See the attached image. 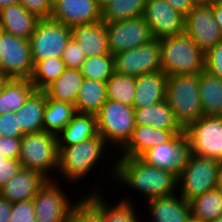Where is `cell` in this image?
<instances>
[{
    "mask_svg": "<svg viewBox=\"0 0 222 222\" xmlns=\"http://www.w3.org/2000/svg\"><path fill=\"white\" fill-rule=\"evenodd\" d=\"M12 212V203L0 196V222H9Z\"/></svg>",
    "mask_w": 222,
    "mask_h": 222,
    "instance_id": "47",
    "label": "cell"
},
{
    "mask_svg": "<svg viewBox=\"0 0 222 222\" xmlns=\"http://www.w3.org/2000/svg\"><path fill=\"white\" fill-rule=\"evenodd\" d=\"M19 0H0V9L11 4L18 3Z\"/></svg>",
    "mask_w": 222,
    "mask_h": 222,
    "instance_id": "51",
    "label": "cell"
},
{
    "mask_svg": "<svg viewBox=\"0 0 222 222\" xmlns=\"http://www.w3.org/2000/svg\"><path fill=\"white\" fill-rule=\"evenodd\" d=\"M205 70L222 79V40L205 53Z\"/></svg>",
    "mask_w": 222,
    "mask_h": 222,
    "instance_id": "40",
    "label": "cell"
},
{
    "mask_svg": "<svg viewBox=\"0 0 222 222\" xmlns=\"http://www.w3.org/2000/svg\"><path fill=\"white\" fill-rule=\"evenodd\" d=\"M35 90L30 79L9 78L0 92V114L17 112Z\"/></svg>",
    "mask_w": 222,
    "mask_h": 222,
    "instance_id": "29",
    "label": "cell"
},
{
    "mask_svg": "<svg viewBox=\"0 0 222 222\" xmlns=\"http://www.w3.org/2000/svg\"><path fill=\"white\" fill-rule=\"evenodd\" d=\"M47 94L42 90H35L24 105L15 112L23 134L43 131L44 111Z\"/></svg>",
    "mask_w": 222,
    "mask_h": 222,
    "instance_id": "24",
    "label": "cell"
},
{
    "mask_svg": "<svg viewBox=\"0 0 222 222\" xmlns=\"http://www.w3.org/2000/svg\"><path fill=\"white\" fill-rule=\"evenodd\" d=\"M97 134L96 115L76 113L69 124L57 136L58 146H70Z\"/></svg>",
    "mask_w": 222,
    "mask_h": 222,
    "instance_id": "26",
    "label": "cell"
},
{
    "mask_svg": "<svg viewBox=\"0 0 222 222\" xmlns=\"http://www.w3.org/2000/svg\"><path fill=\"white\" fill-rule=\"evenodd\" d=\"M58 154L57 136L41 131L24 134L18 160L22 168L37 171L48 180H53L51 174H48L58 170Z\"/></svg>",
    "mask_w": 222,
    "mask_h": 222,
    "instance_id": "6",
    "label": "cell"
},
{
    "mask_svg": "<svg viewBox=\"0 0 222 222\" xmlns=\"http://www.w3.org/2000/svg\"><path fill=\"white\" fill-rule=\"evenodd\" d=\"M211 222H222V216L218 217L217 219H215L214 221Z\"/></svg>",
    "mask_w": 222,
    "mask_h": 222,
    "instance_id": "55",
    "label": "cell"
},
{
    "mask_svg": "<svg viewBox=\"0 0 222 222\" xmlns=\"http://www.w3.org/2000/svg\"><path fill=\"white\" fill-rule=\"evenodd\" d=\"M184 130H164L150 126L136 125L128 143L119 151L120 157L139 158L147 150L169 141Z\"/></svg>",
    "mask_w": 222,
    "mask_h": 222,
    "instance_id": "19",
    "label": "cell"
},
{
    "mask_svg": "<svg viewBox=\"0 0 222 222\" xmlns=\"http://www.w3.org/2000/svg\"><path fill=\"white\" fill-rule=\"evenodd\" d=\"M161 69L167 75H193L205 70V53L184 32L160 39Z\"/></svg>",
    "mask_w": 222,
    "mask_h": 222,
    "instance_id": "3",
    "label": "cell"
},
{
    "mask_svg": "<svg viewBox=\"0 0 222 222\" xmlns=\"http://www.w3.org/2000/svg\"><path fill=\"white\" fill-rule=\"evenodd\" d=\"M220 161L192 155L188 164L178 174L177 189L181 197L190 202L207 191L218 188Z\"/></svg>",
    "mask_w": 222,
    "mask_h": 222,
    "instance_id": "7",
    "label": "cell"
},
{
    "mask_svg": "<svg viewBox=\"0 0 222 222\" xmlns=\"http://www.w3.org/2000/svg\"><path fill=\"white\" fill-rule=\"evenodd\" d=\"M194 5H212L218 0H191Z\"/></svg>",
    "mask_w": 222,
    "mask_h": 222,
    "instance_id": "49",
    "label": "cell"
},
{
    "mask_svg": "<svg viewBox=\"0 0 222 222\" xmlns=\"http://www.w3.org/2000/svg\"><path fill=\"white\" fill-rule=\"evenodd\" d=\"M146 1L147 0H114V2L102 10V21L112 23L143 16Z\"/></svg>",
    "mask_w": 222,
    "mask_h": 222,
    "instance_id": "35",
    "label": "cell"
},
{
    "mask_svg": "<svg viewBox=\"0 0 222 222\" xmlns=\"http://www.w3.org/2000/svg\"><path fill=\"white\" fill-rule=\"evenodd\" d=\"M192 153L222 161V116H202L185 130Z\"/></svg>",
    "mask_w": 222,
    "mask_h": 222,
    "instance_id": "10",
    "label": "cell"
},
{
    "mask_svg": "<svg viewBox=\"0 0 222 222\" xmlns=\"http://www.w3.org/2000/svg\"><path fill=\"white\" fill-rule=\"evenodd\" d=\"M39 19L19 2L0 9V30L29 40Z\"/></svg>",
    "mask_w": 222,
    "mask_h": 222,
    "instance_id": "23",
    "label": "cell"
},
{
    "mask_svg": "<svg viewBox=\"0 0 222 222\" xmlns=\"http://www.w3.org/2000/svg\"><path fill=\"white\" fill-rule=\"evenodd\" d=\"M8 79H9V78L6 77V76L0 71V92L2 91L4 84L6 83V81H7Z\"/></svg>",
    "mask_w": 222,
    "mask_h": 222,
    "instance_id": "52",
    "label": "cell"
},
{
    "mask_svg": "<svg viewBox=\"0 0 222 222\" xmlns=\"http://www.w3.org/2000/svg\"><path fill=\"white\" fill-rule=\"evenodd\" d=\"M114 2V0H96V3L100 10L102 11L106 6Z\"/></svg>",
    "mask_w": 222,
    "mask_h": 222,
    "instance_id": "50",
    "label": "cell"
},
{
    "mask_svg": "<svg viewBox=\"0 0 222 222\" xmlns=\"http://www.w3.org/2000/svg\"><path fill=\"white\" fill-rule=\"evenodd\" d=\"M51 19L72 28L102 20L96 0H53Z\"/></svg>",
    "mask_w": 222,
    "mask_h": 222,
    "instance_id": "17",
    "label": "cell"
},
{
    "mask_svg": "<svg viewBox=\"0 0 222 222\" xmlns=\"http://www.w3.org/2000/svg\"><path fill=\"white\" fill-rule=\"evenodd\" d=\"M108 100L133 106L135 95V77L114 72L106 81Z\"/></svg>",
    "mask_w": 222,
    "mask_h": 222,
    "instance_id": "36",
    "label": "cell"
},
{
    "mask_svg": "<svg viewBox=\"0 0 222 222\" xmlns=\"http://www.w3.org/2000/svg\"><path fill=\"white\" fill-rule=\"evenodd\" d=\"M143 18L155 39L179 35L185 30V16L165 0H147Z\"/></svg>",
    "mask_w": 222,
    "mask_h": 222,
    "instance_id": "16",
    "label": "cell"
},
{
    "mask_svg": "<svg viewBox=\"0 0 222 222\" xmlns=\"http://www.w3.org/2000/svg\"><path fill=\"white\" fill-rule=\"evenodd\" d=\"M71 33L86 58L110 54L104 21L72 27Z\"/></svg>",
    "mask_w": 222,
    "mask_h": 222,
    "instance_id": "21",
    "label": "cell"
},
{
    "mask_svg": "<svg viewBox=\"0 0 222 222\" xmlns=\"http://www.w3.org/2000/svg\"><path fill=\"white\" fill-rule=\"evenodd\" d=\"M218 188L222 189V161L220 162L219 165Z\"/></svg>",
    "mask_w": 222,
    "mask_h": 222,
    "instance_id": "53",
    "label": "cell"
},
{
    "mask_svg": "<svg viewBox=\"0 0 222 222\" xmlns=\"http://www.w3.org/2000/svg\"><path fill=\"white\" fill-rule=\"evenodd\" d=\"M47 180L33 198L36 222H67L72 207L68 195L55 180Z\"/></svg>",
    "mask_w": 222,
    "mask_h": 222,
    "instance_id": "13",
    "label": "cell"
},
{
    "mask_svg": "<svg viewBox=\"0 0 222 222\" xmlns=\"http://www.w3.org/2000/svg\"><path fill=\"white\" fill-rule=\"evenodd\" d=\"M21 138L0 136V154L13 160L19 159Z\"/></svg>",
    "mask_w": 222,
    "mask_h": 222,
    "instance_id": "45",
    "label": "cell"
},
{
    "mask_svg": "<svg viewBox=\"0 0 222 222\" xmlns=\"http://www.w3.org/2000/svg\"><path fill=\"white\" fill-rule=\"evenodd\" d=\"M134 111L136 125L164 130H183L176 122L174 112L166 100Z\"/></svg>",
    "mask_w": 222,
    "mask_h": 222,
    "instance_id": "25",
    "label": "cell"
},
{
    "mask_svg": "<svg viewBox=\"0 0 222 222\" xmlns=\"http://www.w3.org/2000/svg\"><path fill=\"white\" fill-rule=\"evenodd\" d=\"M0 71L8 78L30 79L34 62L29 40L0 30Z\"/></svg>",
    "mask_w": 222,
    "mask_h": 222,
    "instance_id": "9",
    "label": "cell"
},
{
    "mask_svg": "<svg viewBox=\"0 0 222 222\" xmlns=\"http://www.w3.org/2000/svg\"><path fill=\"white\" fill-rule=\"evenodd\" d=\"M194 218L211 222L222 216V189L215 188L190 201Z\"/></svg>",
    "mask_w": 222,
    "mask_h": 222,
    "instance_id": "33",
    "label": "cell"
},
{
    "mask_svg": "<svg viewBox=\"0 0 222 222\" xmlns=\"http://www.w3.org/2000/svg\"><path fill=\"white\" fill-rule=\"evenodd\" d=\"M174 10L186 16L194 7L191 0H165Z\"/></svg>",
    "mask_w": 222,
    "mask_h": 222,
    "instance_id": "46",
    "label": "cell"
},
{
    "mask_svg": "<svg viewBox=\"0 0 222 222\" xmlns=\"http://www.w3.org/2000/svg\"><path fill=\"white\" fill-rule=\"evenodd\" d=\"M21 167L18 159L13 160L0 154V188L16 175Z\"/></svg>",
    "mask_w": 222,
    "mask_h": 222,
    "instance_id": "44",
    "label": "cell"
},
{
    "mask_svg": "<svg viewBox=\"0 0 222 222\" xmlns=\"http://www.w3.org/2000/svg\"><path fill=\"white\" fill-rule=\"evenodd\" d=\"M116 160L111 164L112 179L144 195L146 202L177 192L178 175L174 172L150 166L139 158L118 157Z\"/></svg>",
    "mask_w": 222,
    "mask_h": 222,
    "instance_id": "1",
    "label": "cell"
},
{
    "mask_svg": "<svg viewBox=\"0 0 222 222\" xmlns=\"http://www.w3.org/2000/svg\"><path fill=\"white\" fill-rule=\"evenodd\" d=\"M66 66L62 58H47L34 63L30 81L36 90L44 91L52 82L61 76Z\"/></svg>",
    "mask_w": 222,
    "mask_h": 222,
    "instance_id": "34",
    "label": "cell"
},
{
    "mask_svg": "<svg viewBox=\"0 0 222 222\" xmlns=\"http://www.w3.org/2000/svg\"><path fill=\"white\" fill-rule=\"evenodd\" d=\"M106 146L108 144L99 133L75 145L58 146L57 171L61 173L62 178L66 177L64 181L73 184L80 182L84 177L90 175L91 170H95V166L102 158L103 161L106 158L111 160L108 158H110V154L112 156V151H109Z\"/></svg>",
    "mask_w": 222,
    "mask_h": 222,
    "instance_id": "2",
    "label": "cell"
},
{
    "mask_svg": "<svg viewBox=\"0 0 222 222\" xmlns=\"http://www.w3.org/2000/svg\"><path fill=\"white\" fill-rule=\"evenodd\" d=\"M187 222H205V221H202V220H200V219L194 218V217L191 215V217L188 219Z\"/></svg>",
    "mask_w": 222,
    "mask_h": 222,
    "instance_id": "54",
    "label": "cell"
},
{
    "mask_svg": "<svg viewBox=\"0 0 222 222\" xmlns=\"http://www.w3.org/2000/svg\"><path fill=\"white\" fill-rule=\"evenodd\" d=\"M211 7L213 10L214 19L218 24L222 35V0L216 1L214 4L211 5Z\"/></svg>",
    "mask_w": 222,
    "mask_h": 222,
    "instance_id": "48",
    "label": "cell"
},
{
    "mask_svg": "<svg viewBox=\"0 0 222 222\" xmlns=\"http://www.w3.org/2000/svg\"><path fill=\"white\" fill-rule=\"evenodd\" d=\"M94 187L88 195L72 207L67 222H103L102 219V190ZM101 192V193H100Z\"/></svg>",
    "mask_w": 222,
    "mask_h": 222,
    "instance_id": "32",
    "label": "cell"
},
{
    "mask_svg": "<svg viewBox=\"0 0 222 222\" xmlns=\"http://www.w3.org/2000/svg\"><path fill=\"white\" fill-rule=\"evenodd\" d=\"M184 32L204 53L222 40L211 5H194L185 16Z\"/></svg>",
    "mask_w": 222,
    "mask_h": 222,
    "instance_id": "15",
    "label": "cell"
},
{
    "mask_svg": "<svg viewBox=\"0 0 222 222\" xmlns=\"http://www.w3.org/2000/svg\"><path fill=\"white\" fill-rule=\"evenodd\" d=\"M105 26L111 55L139 47L154 39L143 16L105 23Z\"/></svg>",
    "mask_w": 222,
    "mask_h": 222,
    "instance_id": "14",
    "label": "cell"
},
{
    "mask_svg": "<svg viewBox=\"0 0 222 222\" xmlns=\"http://www.w3.org/2000/svg\"><path fill=\"white\" fill-rule=\"evenodd\" d=\"M97 133H99L108 149L115 146L121 150L130 140L136 126L133 106L114 100H107L96 114ZM110 144L113 146L110 147Z\"/></svg>",
    "mask_w": 222,
    "mask_h": 222,
    "instance_id": "5",
    "label": "cell"
},
{
    "mask_svg": "<svg viewBox=\"0 0 222 222\" xmlns=\"http://www.w3.org/2000/svg\"><path fill=\"white\" fill-rule=\"evenodd\" d=\"M80 71L86 79L106 82L114 73V55L86 58Z\"/></svg>",
    "mask_w": 222,
    "mask_h": 222,
    "instance_id": "38",
    "label": "cell"
},
{
    "mask_svg": "<svg viewBox=\"0 0 222 222\" xmlns=\"http://www.w3.org/2000/svg\"><path fill=\"white\" fill-rule=\"evenodd\" d=\"M168 76L163 71L152 72L135 77L133 108H143L166 100Z\"/></svg>",
    "mask_w": 222,
    "mask_h": 222,
    "instance_id": "22",
    "label": "cell"
},
{
    "mask_svg": "<svg viewBox=\"0 0 222 222\" xmlns=\"http://www.w3.org/2000/svg\"><path fill=\"white\" fill-rule=\"evenodd\" d=\"M53 0H19V3L38 19L51 17Z\"/></svg>",
    "mask_w": 222,
    "mask_h": 222,
    "instance_id": "43",
    "label": "cell"
},
{
    "mask_svg": "<svg viewBox=\"0 0 222 222\" xmlns=\"http://www.w3.org/2000/svg\"><path fill=\"white\" fill-rule=\"evenodd\" d=\"M84 76L77 69L66 67L59 78L52 82L44 91L51 99L75 105L78 91Z\"/></svg>",
    "mask_w": 222,
    "mask_h": 222,
    "instance_id": "30",
    "label": "cell"
},
{
    "mask_svg": "<svg viewBox=\"0 0 222 222\" xmlns=\"http://www.w3.org/2000/svg\"><path fill=\"white\" fill-rule=\"evenodd\" d=\"M71 38L70 27L51 18L39 19L34 32L29 38L33 62L51 57L61 58Z\"/></svg>",
    "mask_w": 222,
    "mask_h": 222,
    "instance_id": "8",
    "label": "cell"
},
{
    "mask_svg": "<svg viewBox=\"0 0 222 222\" xmlns=\"http://www.w3.org/2000/svg\"><path fill=\"white\" fill-rule=\"evenodd\" d=\"M192 150L185 131L175 134L166 143L144 152L139 159L144 163L179 174L189 162Z\"/></svg>",
    "mask_w": 222,
    "mask_h": 222,
    "instance_id": "12",
    "label": "cell"
},
{
    "mask_svg": "<svg viewBox=\"0 0 222 222\" xmlns=\"http://www.w3.org/2000/svg\"><path fill=\"white\" fill-rule=\"evenodd\" d=\"M48 179L41 173L22 168L0 188V196L11 203L33 200Z\"/></svg>",
    "mask_w": 222,
    "mask_h": 222,
    "instance_id": "18",
    "label": "cell"
},
{
    "mask_svg": "<svg viewBox=\"0 0 222 222\" xmlns=\"http://www.w3.org/2000/svg\"><path fill=\"white\" fill-rule=\"evenodd\" d=\"M199 93L204 116H222V79L206 70L199 73Z\"/></svg>",
    "mask_w": 222,
    "mask_h": 222,
    "instance_id": "28",
    "label": "cell"
},
{
    "mask_svg": "<svg viewBox=\"0 0 222 222\" xmlns=\"http://www.w3.org/2000/svg\"><path fill=\"white\" fill-rule=\"evenodd\" d=\"M166 101L183 130L201 118L203 111L199 93V74L168 76Z\"/></svg>",
    "mask_w": 222,
    "mask_h": 222,
    "instance_id": "4",
    "label": "cell"
},
{
    "mask_svg": "<svg viewBox=\"0 0 222 222\" xmlns=\"http://www.w3.org/2000/svg\"><path fill=\"white\" fill-rule=\"evenodd\" d=\"M157 71H162L160 39L114 55V72L118 74L138 77Z\"/></svg>",
    "mask_w": 222,
    "mask_h": 222,
    "instance_id": "11",
    "label": "cell"
},
{
    "mask_svg": "<svg viewBox=\"0 0 222 222\" xmlns=\"http://www.w3.org/2000/svg\"><path fill=\"white\" fill-rule=\"evenodd\" d=\"M107 100L106 82L84 78L74 106L78 113L96 115Z\"/></svg>",
    "mask_w": 222,
    "mask_h": 222,
    "instance_id": "27",
    "label": "cell"
},
{
    "mask_svg": "<svg viewBox=\"0 0 222 222\" xmlns=\"http://www.w3.org/2000/svg\"><path fill=\"white\" fill-rule=\"evenodd\" d=\"M61 58L66 67L77 70H80L86 60L84 51L73 38L67 43Z\"/></svg>",
    "mask_w": 222,
    "mask_h": 222,
    "instance_id": "39",
    "label": "cell"
},
{
    "mask_svg": "<svg viewBox=\"0 0 222 222\" xmlns=\"http://www.w3.org/2000/svg\"><path fill=\"white\" fill-rule=\"evenodd\" d=\"M9 222H36L33 200L12 203Z\"/></svg>",
    "mask_w": 222,
    "mask_h": 222,
    "instance_id": "41",
    "label": "cell"
},
{
    "mask_svg": "<svg viewBox=\"0 0 222 222\" xmlns=\"http://www.w3.org/2000/svg\"><path fill=\"white\" fill-rule=\"evenodd\" d=\"M151 199L146 203L151 222H187L191 217L190 202L185 201L180 194ZM148 203V204H147Z\"/></svg>",
    "mask_w": 222,
    "mask_h": 222,
    "instance_id": "20",
    "label": "cell"
},
{
    "mask_svg": "<svg viewBox=\"0 0 222 222\" xmlns=\"http://www.w3.org/2000/svg\"><path fill=\"white\" fill-rule=\"evenodd\" d=\"M76 113L74 105L47 96L43 131L57 135L69 124Z\"/></svg>",
    "mask_w": 222,
    "mask_h": 222,
    "instance_id": "31",
    "label": "cell"
},
{
    "mask_svg": "<svg viewBox=\"0 0 222 222\" xmlns=\"http://www.w3.org/2000/svg\"><path fill=\"white\" fill-rule=\"evenodd\" d=\"M0 136L12 138H22L24 136L15 112L0 114Z\"/></svg>",
    "mask_w": 222,
    "mask_h": 222,
    "instance_id": "42",
    "label": "cell"
},
{
    "mask_svg": "<svg viewBox=\"0 0 222 222\" xmlns=\"http://www.w3.org/2000/svg\"><path fill=\"white\" fill-rule=\"evenodd\" d=\"M122 198L116 204L110 205L105 202V197L102 196V219L103 222H140L139 213H136L132 198ZM138 214V215H137Z\"/></svg>",
    "mask_w": 222,
    "mask_h": 222,
    "instance_id": "37",
    "label": "cell"
}]
</instances>
